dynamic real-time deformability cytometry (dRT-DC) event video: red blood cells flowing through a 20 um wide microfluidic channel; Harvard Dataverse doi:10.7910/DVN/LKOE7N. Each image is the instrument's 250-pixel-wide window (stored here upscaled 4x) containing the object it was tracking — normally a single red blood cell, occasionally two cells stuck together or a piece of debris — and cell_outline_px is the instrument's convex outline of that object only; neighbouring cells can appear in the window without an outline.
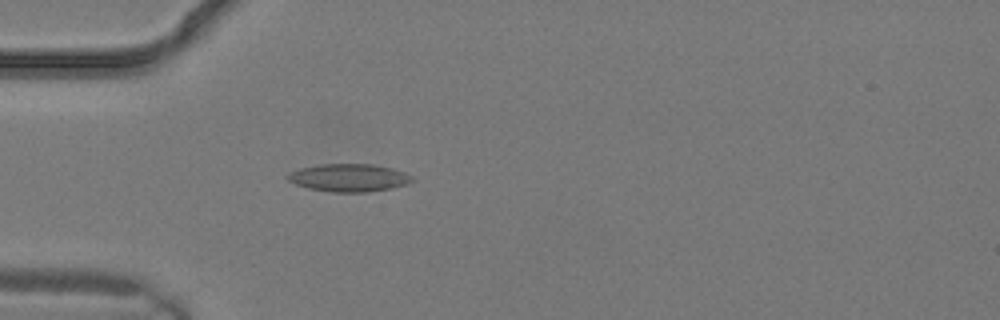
{"species": "common noctule bat (a hibernating species)", "species_latin": "Nyctalus noctula", "temperature_condition": "warm", "stored_images_in_passage": 1, "camera_frame_rate_fps": 3000, "um_per_image_px": 0.085, "animal": {"sex": "male", "body_mass_g": 19.2, "forearm_length_mm": 51.8}, "frame": {"image": 1, "passage_image": 1, "time_ms": 0.0, "image_size_px": [1000, 320], "cell_outline_px": [[416, 180], [408, 184], [392, 188], [364, 192], [332, 192], [308, 188], [296, 184], [288, 180], [284, 176], [300, 168], [320, 164], [372, 164], [392, 168], [404, 172], [412, 176]], "centroid_in_image_um": [29.68, 15.1], "position_along_channel_um": 55.3, "area_um2": 20.17}}